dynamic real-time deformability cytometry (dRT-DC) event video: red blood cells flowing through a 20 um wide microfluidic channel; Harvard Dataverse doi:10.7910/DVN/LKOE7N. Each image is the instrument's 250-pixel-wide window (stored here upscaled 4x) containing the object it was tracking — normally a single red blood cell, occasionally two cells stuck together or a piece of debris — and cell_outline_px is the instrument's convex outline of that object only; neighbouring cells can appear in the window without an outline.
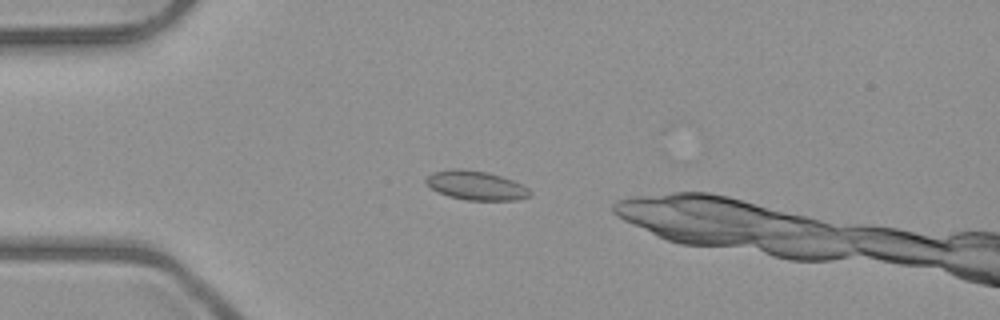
{"species": "common noctule bat (a hibernating species)", "species_latin": "Nyctalus noctula", "temperature_condition": "room temperature", "stored_images_in_passage": 6, "camera_frame_rate_fps": 3000, "um_per_image_px": 0.085, "animal": {"sex": "male", "body_mass_g": 23.1, "forearm_length_mm": 52.7}, "frame": {"image": 1, "passage_image": 1, "time_ms": 0.0, "image_size_px": [1000, 320], "cell_outline_px": [[532, 196], [516, 200], [468, 200], [448, 196], [424, 184], [424, 180], [432, 172], [452, 168], [460, 168], [488, 172], [512, 180], [528, 188], [532, 192]], "centroid_in_image_um": [40.45, 15.75], "position_along_channel_um": 44.6, "area_um2": 17.69}}
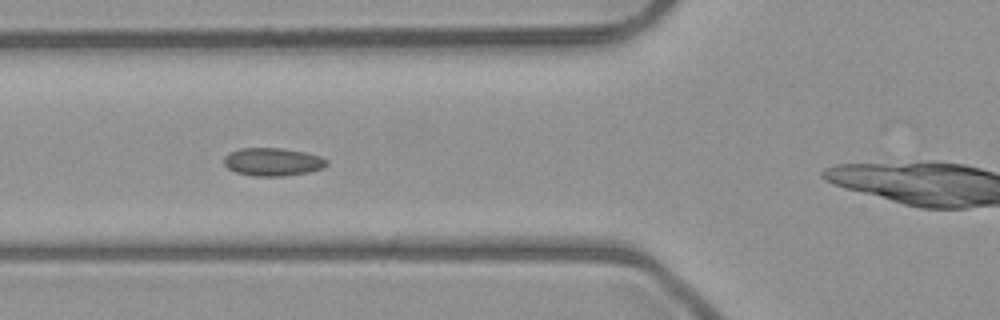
{"frame": {"image": 2, "passage_image": 3, "time_ms": 2.0, "image_size_px": [1000, 320], "cell_outline_px": [[328, 164], [324, 168], [308, 172], [284, 176], [252, 176], [236, 172], [228, 168], [224, 164], [224, 156], [240, 148], [280, 148], [304, 152], [320, 156], [328, 160]], "centroid_in_image_um": [23.2, 13.76], "position_along_channel_um": 102.6, "area_um2": 16.76}}
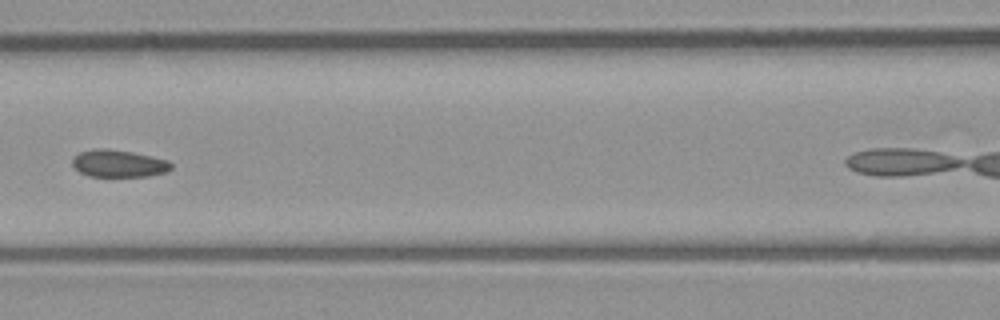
{"frame": {"image": 3, "passage_image": 4, "time_ms": 3.333, "image_size_px": [1000, 320], "cell_outline_px": [[172, 168], [168, 172], [148, 176], [88, 176], [80, 172], [72, 164], [72, 160], [80, 152], [96, 148], [108, 148], [132, 152], [152, 156], [168, 160], [172, 164]], "centroid_in_image_um": [10.12, 13.89], "position_along_channel_um": 156.5, "area_um2": 15.72}}